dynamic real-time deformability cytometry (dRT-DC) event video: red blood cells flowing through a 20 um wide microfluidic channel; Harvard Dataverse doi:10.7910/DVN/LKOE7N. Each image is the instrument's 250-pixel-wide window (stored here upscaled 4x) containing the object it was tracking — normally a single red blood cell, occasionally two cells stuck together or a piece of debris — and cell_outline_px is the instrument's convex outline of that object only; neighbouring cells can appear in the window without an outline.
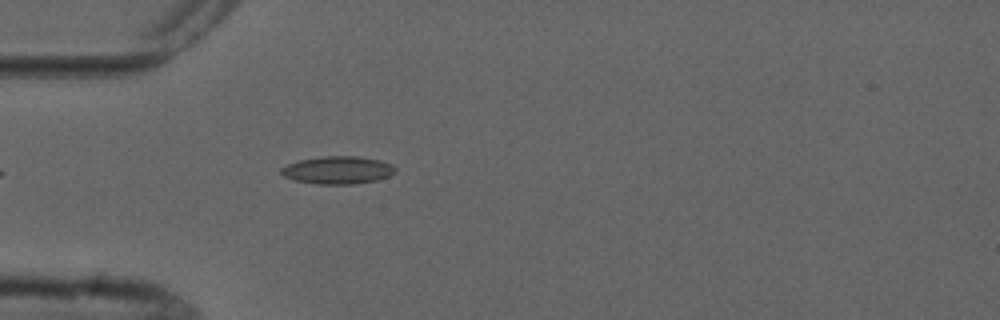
{"species": "common noctule bat (a hibernating species)", "species_latin": "Nyctalus noctula", "temperature_condition": "cold", "stored_images_in_passage": 2, "camera_frame_rate_fps": 3000, "um_per_image_px": 0.085, "animal": {"sex": "male", "forearm_length_mm": 52.5}, "frame": {"image": 1, "passage_image": 2, "time_ms": 1.667, "image_size_px": [1000, 320], "cell_outline_px": [[396, 172], [388, 176], [376, 180], [356, 184], [320, 184], [296, 180], [284, 176], [280, 172], [280, 168], [288, 164], [300, 160], [324, 156], [356, 156], [380, 160], [392, 164], [396, 168]], "centroid_in_image_um": [28.74, 14.45], "position_along_channel_um": 56.3, "area_um2": 18.32}}